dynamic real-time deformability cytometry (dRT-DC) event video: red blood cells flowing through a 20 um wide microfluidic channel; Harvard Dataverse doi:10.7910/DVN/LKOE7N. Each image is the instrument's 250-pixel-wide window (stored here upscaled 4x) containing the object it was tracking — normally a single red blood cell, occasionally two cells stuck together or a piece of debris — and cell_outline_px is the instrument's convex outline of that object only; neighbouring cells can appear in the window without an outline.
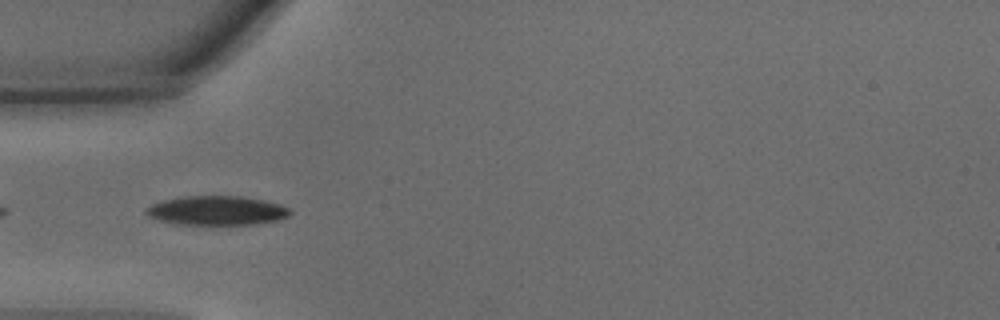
{"species": "common noctule bat (a hibernating species)", "species_latin": "Nyctalus noctula", "temperature_condition": "warm", "stored_images_in_passage": 10, "camera_frame_rate_fps": 3000, "um_per_image_px": 0.085, "animal": {"sex": "male", "body_mass_g": 15.6}, "frame": {"image": 1, "passage_image": 4, "time_ms": 1.0, "image_size_px": [1000, 320], "cell_outline_px": [[292, 212], [288, 216], [276, 220], [256, 224], [176, 224], [160, 220], [148, 216], [144, 212], [144, 208], [152, 204], [164, 200], [180, 196], [244, 196], [264, 200], [280, 204], [288, 208]], "centroid_in_image_um": [18.4, 17.88], "position_along_channel_um": 66.6, "area_um2": 24.51}}